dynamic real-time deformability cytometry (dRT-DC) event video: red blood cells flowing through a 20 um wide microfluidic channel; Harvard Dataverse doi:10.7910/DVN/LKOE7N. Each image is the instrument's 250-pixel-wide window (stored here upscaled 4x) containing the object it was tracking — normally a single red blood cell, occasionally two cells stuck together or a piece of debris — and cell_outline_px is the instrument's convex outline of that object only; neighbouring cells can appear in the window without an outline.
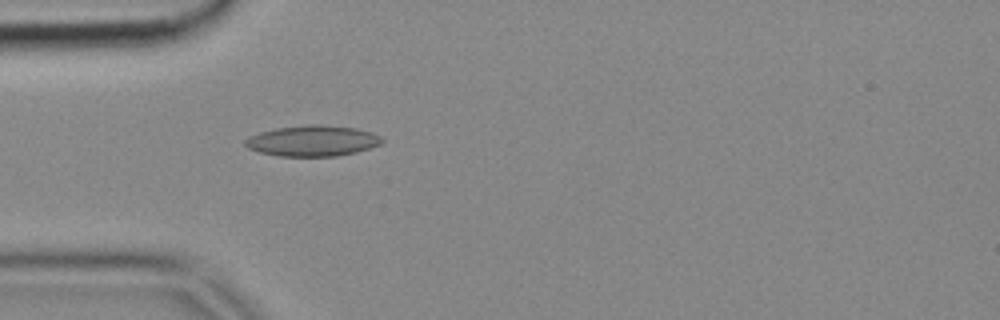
{"species": "common noctule bat (a hibernating species)", "species_latin": "Nyctalus noctula", "temperature_condition": "cold", "stored_images_in_passage": 2, "camera_frame_rate_fps": 3000, "um_per_image_px": 0.085, "animal": {"sex": "female", "body_mass_g": 18.4}, "frame": {"image": 1, "passage_image": 2, "time_ms": 0.333, "image_size_px": [1000, 320], "cell_outline_px": [[384, 140], [380, 144], [356, 152], [336, 156], [280, 156], [260, 152], [248, 148], [244, 144], [244, 140], [260, 132], [276, 128], [308, 124], [316, 124], [356, 128], [372, 132], [380, 136]], "centroid_in_image_um": [26.57, 11.96], "position_along_channel_um": 58.4, "area_um2": 24.39}}